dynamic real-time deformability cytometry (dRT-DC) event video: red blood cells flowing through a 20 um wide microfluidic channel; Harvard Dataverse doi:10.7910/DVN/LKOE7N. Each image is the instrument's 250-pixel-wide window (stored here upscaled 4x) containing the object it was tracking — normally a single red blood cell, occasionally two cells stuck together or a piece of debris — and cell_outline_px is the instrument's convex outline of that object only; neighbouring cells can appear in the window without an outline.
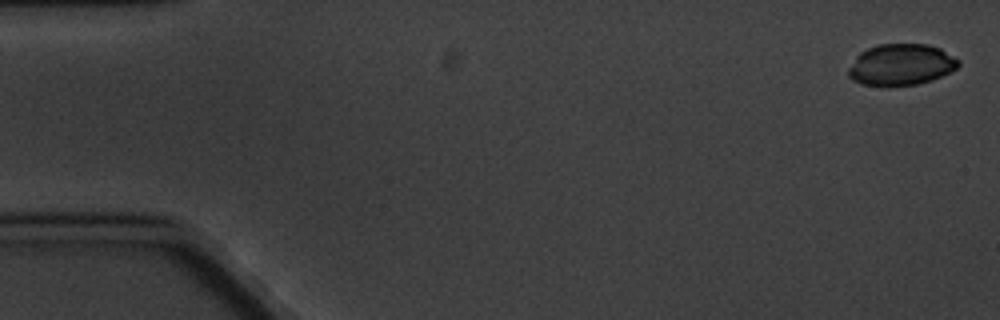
{"species": "common noctule bat (a hibernating species)", "species_latin": "Nyctalus noctula", "temperature_condition": "cold", "stored_images_in_passage": 9, "camera_frame_rate_fps": 3000, "um_per_image_px": 0.085, "animal": {"sex": "male", "body_mass_g": 20.1, "forearm_length_mm": 53.5}, "frame": {"image": 1, "passage_image": 1, "time_ms": 0.0, "image_size_px": [1000, 320], "cell_outline_px": [[960, 64], [956, 68], [932, 80], [916, 84], [888, 88], [884, 88], [860, 84], [852, 80], [848, 76], [848, 68], [856, 56], [860, 52], [868, 48], [880, 44], [928, 44], [940, 48], [960, 60]], "centroid_in_image_um": [76.54, 5.53], "position_along_channel_um": 8.5, "area_um2": 26.99}}